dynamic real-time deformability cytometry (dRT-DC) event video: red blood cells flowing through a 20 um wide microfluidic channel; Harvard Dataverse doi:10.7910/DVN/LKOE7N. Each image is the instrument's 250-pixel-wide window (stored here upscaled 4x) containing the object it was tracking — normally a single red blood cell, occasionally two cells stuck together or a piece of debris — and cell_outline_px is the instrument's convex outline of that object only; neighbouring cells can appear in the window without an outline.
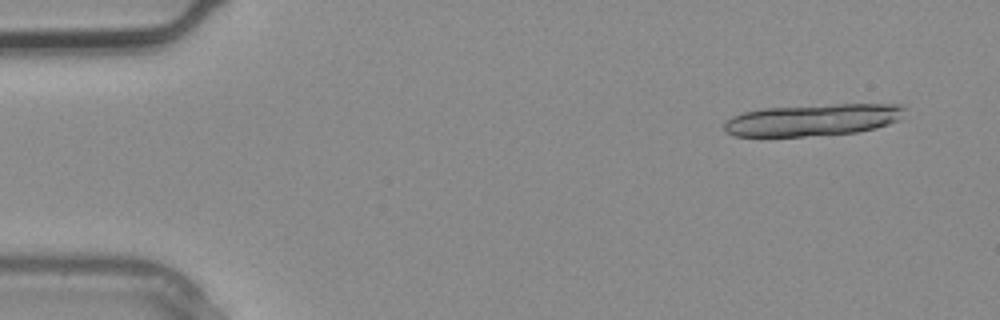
{"species": "common noctule bat (a hibernating species)", "species_latin": "Nyctalus noctula", "temperature_condition": "warm", "stored_images_in_passage": 3, "camera_frame_rate_fps": 3000, "um_per_image_px": 0.085, "animal": {"sex": "male", "body_mass_g": 20.4}, "frame": {"image": 1, "passage_image": 1, "time_ms": 0.0, "image_size_px": [1000, 320], "cell_outline_px": [[904, 108], [900, 120], [876, 128], [856, 132], [804, 136], [732, 136], [724, 128], [724, 124], [732, 116], [744, 112], [764, 108], [832, 104], [900, 104]], "centroid_in_image_um": [69.1, 10.19], "position_along_channel_um": 15.9, "area_um2": 33.35}}